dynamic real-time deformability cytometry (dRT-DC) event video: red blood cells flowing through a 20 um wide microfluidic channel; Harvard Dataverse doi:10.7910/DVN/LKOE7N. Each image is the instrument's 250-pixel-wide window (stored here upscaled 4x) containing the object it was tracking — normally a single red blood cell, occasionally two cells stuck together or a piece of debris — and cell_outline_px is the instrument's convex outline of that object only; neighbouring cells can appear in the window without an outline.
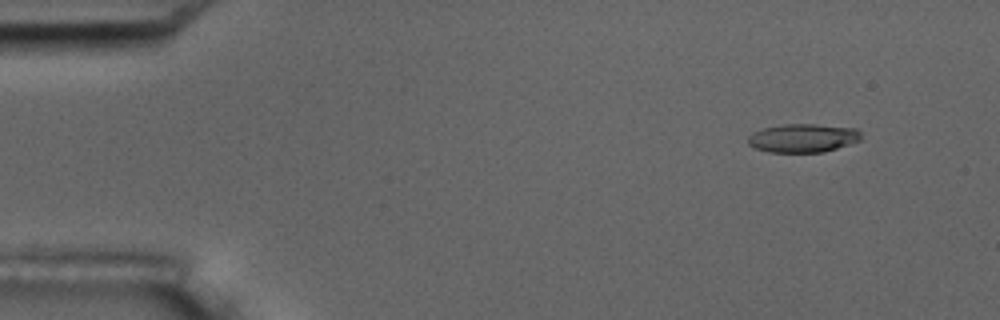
{"species": "common noctule bat (a hibernating species)", "species_latin": "Nyctalus noctula", "temperature_condition": "room temperature", "stored_images_in_passage": 4, "camera_frame_rate_fps": 3000, "um_per_image_px": 0.085, "animal": {"sex": "male", "body_mass_g": 17.5, "forearm_length_mm": 52.3}, "frame": {"image": 1, "passage_image": 1, "time_ms": 0.0, "image_size_px": [1000, 320], "cell_outline_px": [[860, 140], [824, 152], [768, 152], [756, 148], [748, 144], [748, 136], [752, 132], [760, 128], [780, 124], [816, 124], [856, 128], [860, 132]], "centroid_in_image_um": [68.2, 11.72], "position_along_channel_um": 16.8, "area_um2": 18.9}}
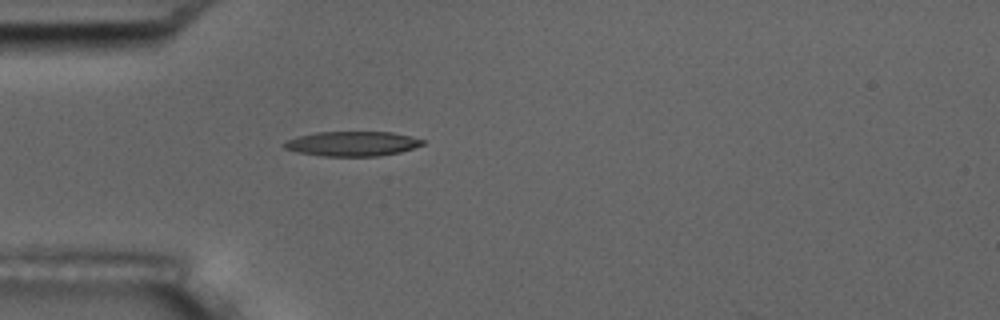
{"frame": {"image": 2, "passage_image": 4, "time_ms": 3.667, "image_size_px": [1000, 320], "cell_outline_px": [[424, 144], [400, 152], [380, 156], [324, 156], [296, 152], [284, 148], [280, 144], [284, 140], [296, 136], [316, 132], [392, 132], [412, 136], [424, 140]], "centroid_in_image_um": [29.88, 12.21], "position_along_channel_um": 55.1, "area_um2": 20.17}}